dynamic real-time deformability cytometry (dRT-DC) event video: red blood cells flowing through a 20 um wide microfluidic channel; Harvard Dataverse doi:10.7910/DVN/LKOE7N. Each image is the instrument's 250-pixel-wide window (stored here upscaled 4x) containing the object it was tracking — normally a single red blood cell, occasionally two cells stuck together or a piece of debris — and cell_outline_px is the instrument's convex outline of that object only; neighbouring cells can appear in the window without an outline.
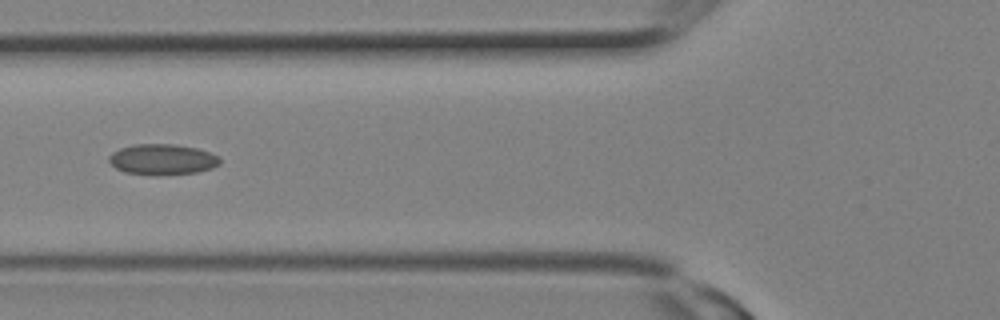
{"species": "Egyptian fruit bat (a non-hibernating species)", "species_latin": "Rousettus aegyptiacus", "temperature_condition": "room temperature", "stored_images_in_passage": 10, "camera_frame_rate_fps": 3000, "um_per_image_px": 0.085, "animal": {"sex": "female"}, "frame": {"image": 1, "passage_image": 9, "time_ms": 2.667, "image_size_px": [1000, 320], "cell_outline_px": [[220, 164], [212, 168], [196, 172], [156, 176], [124, 172], [116, 168], [108, 160], [108, 156], [112, 152], [120, 148], [132, 144], [172, 144], [196, 148], [208, 152], [216, 156], [220, 160]], "centroid_in_image_um": [13.76, 13.56], "position_along_channel_um": 112.0, "area_um2": 19.88}}